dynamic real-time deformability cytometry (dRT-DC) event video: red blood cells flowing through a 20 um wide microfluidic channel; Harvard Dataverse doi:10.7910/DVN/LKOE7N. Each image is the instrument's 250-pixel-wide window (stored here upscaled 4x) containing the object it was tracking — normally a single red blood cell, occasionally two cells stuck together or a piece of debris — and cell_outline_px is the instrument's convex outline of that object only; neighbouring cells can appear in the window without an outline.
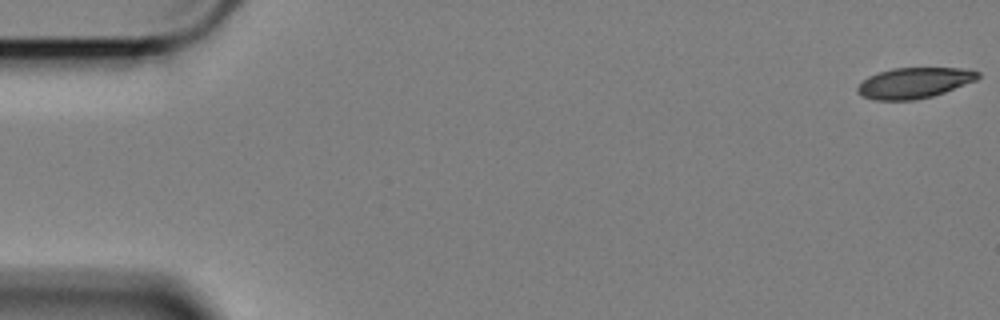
{"species": "Egyptian fruit bat (a non-hibernating species)", "species_latin": "Rousettus aegyptiacus", "temperature_condition": "cold", "stored_images_in_passage": 58, "camera_frame_rate_fps": 3000, "um_per_image_px": 0.085, "animal": {"sex": "female"}, "frame": {"image": 1, "passage_image": 1, "time_ms": 0.0, "image_size_px": [1000, 320], "cell_outline_px": [[980, 76], [976, 80], [944, 92], [932, 96], [916, 100], [876, 100], [860, 96], [856, 92], [856, 88], [868, 76], [892, 68], [960, 68], [980, 72]], "centroid_in_image_um": [77.68, 7.05], "position_along_channel_um": 7.3, "area_um2": 21.44}}
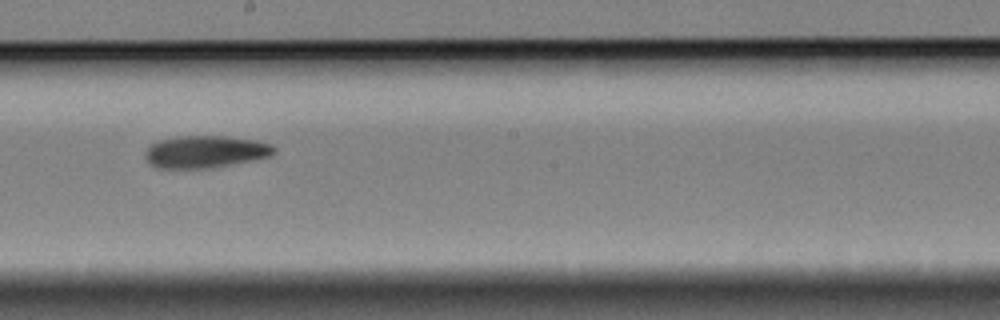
{"frame": {"image": 2, "passage_image": 33, "time_ms": 10.667, "image_size_px": [1000, 320], "cell_outline_px": [[276, 152], [272, 156], [212, 168], [156, 168], [148, 164], [144, 156], [144, 152], [156, 140], [176, 136], [224, 136], [256, 140], [272, 144], [276, 148]], "centroid_in_image_um": [17.44, 12.9], "position_along_channel_um": 230.8, "area_um2": 24.57}}
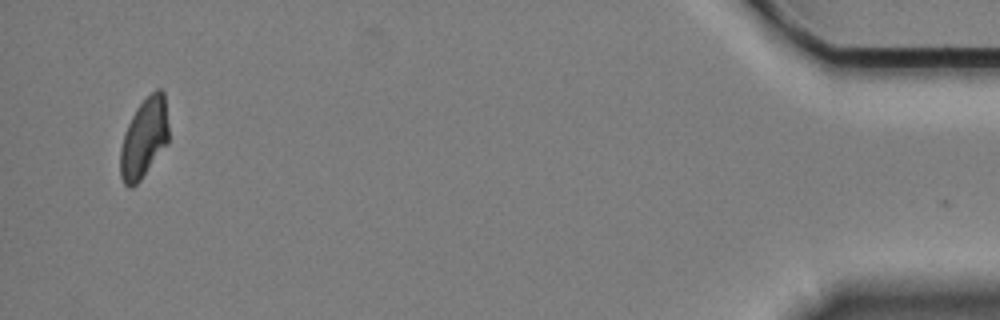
{"frame": {"image": 3, "passage_image": 57, "time_ms": 18.667, "image_size_px": [1000, 320], "cell_outline_px": [[168, 144], [140, 180], [132, 188], [128, 188], [124, 184], [120, 176], [120, 148], [124, 132], [136, 108], [156, 88], [160, 88], [164, 92], [168, 124]], "centroid_in_image_um": [12.24, 11.76], "position_along_channel_um": 423.0, "area_um2": 22.54}, "authors_computed_cell_mechanics": {"area_um2": 23.6402, "velocity_mm_per_s": 3.4035, "shape_relaxation_time_tau1_ms": 11.1196, "shape_relaxation_time_tau2_ms": null, "deformation_change_tau1": 0.1908, "deformation_change_tau2": null}}